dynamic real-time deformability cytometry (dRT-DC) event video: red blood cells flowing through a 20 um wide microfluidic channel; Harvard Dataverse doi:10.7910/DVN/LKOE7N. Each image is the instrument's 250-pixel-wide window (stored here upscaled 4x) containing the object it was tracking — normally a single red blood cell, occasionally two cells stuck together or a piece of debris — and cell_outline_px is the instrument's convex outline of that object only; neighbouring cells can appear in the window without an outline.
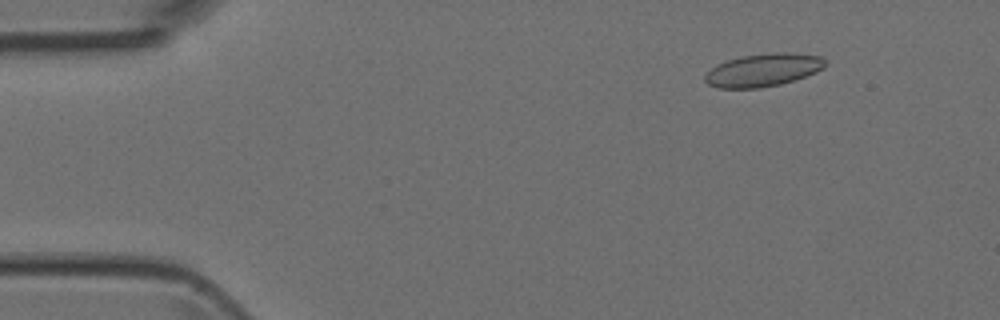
{"species": "Egyptian fruit bat (a non-hibernating species)", "species_latin": "Rousettus aegyptiacus", "temperature_condition": "room temperature", "stored_images_in_passage": 49, "camera_frame_rate_fps": 3000, "um_per_image_px": 0.085, "animal": {"sex": "female"}, "frame": {"image": 1, "passage_image": 6, "time_ms": 1.667, "image_size_px": [1000, 320], "cell_outline_px": [[828, 64], [824, 68], [816, 72], [780, 84], [760, 88], [716, 88], [708, 84], [704, 80], [704, 76], [716, 64], [740, 56], [772, 52], [788, 52], [820, 56]], "centroid_in_image_um": [64.86, 5.95], "position_along_channel_um": 20.1, "area_um2": 23.06}}
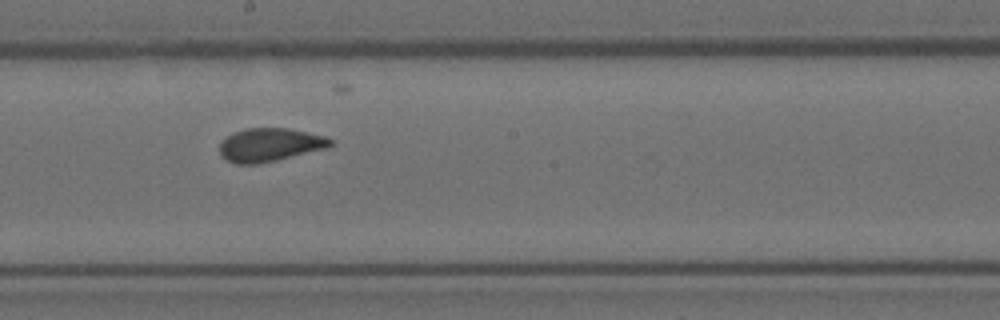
{"frame": {"image": 2, "passage_image": 27, "time_ms": 8.667, "image_size_px": [1000, 320], "cell_outline_px": [[332, 144], [328, 148], [276, 160], [256, 164], [236, 164], [224, 160], [220, 156], [220, 140], [236, 132], [248, 128], [288, 128], [324, 136], [332, 140]], "centroid_in_image_um": [22.9, 12.32], "position_along_channel_um": 225.3, "area_um2": 21.5}}
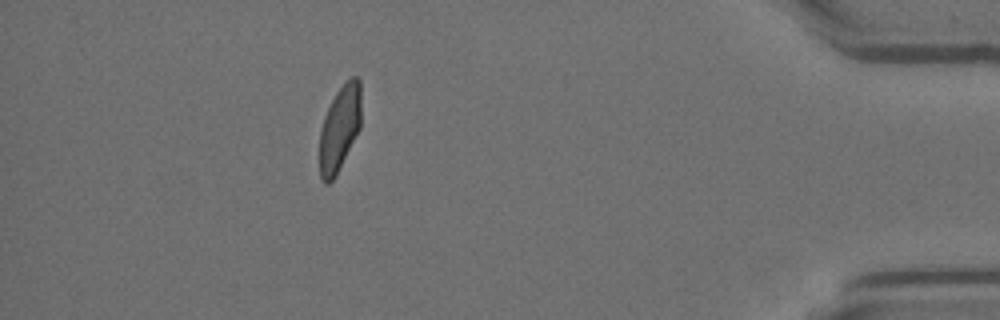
{"frame": {"image": 3, "passage_image": 44, "time_ms": 14.333, "image_size_px": [1000, 320], "cell_outline_px": [[360, 128], [336, 176], [328, 184], [324, 184], [320, 180], [320, 128], [324, 116], [336, 92], [352, 76], [356, 76], [360, 80]], "centroid_in_image_um": [28.86, 10.95], "position_along_channel_um": 406.3, "area_um2": 20.63}}